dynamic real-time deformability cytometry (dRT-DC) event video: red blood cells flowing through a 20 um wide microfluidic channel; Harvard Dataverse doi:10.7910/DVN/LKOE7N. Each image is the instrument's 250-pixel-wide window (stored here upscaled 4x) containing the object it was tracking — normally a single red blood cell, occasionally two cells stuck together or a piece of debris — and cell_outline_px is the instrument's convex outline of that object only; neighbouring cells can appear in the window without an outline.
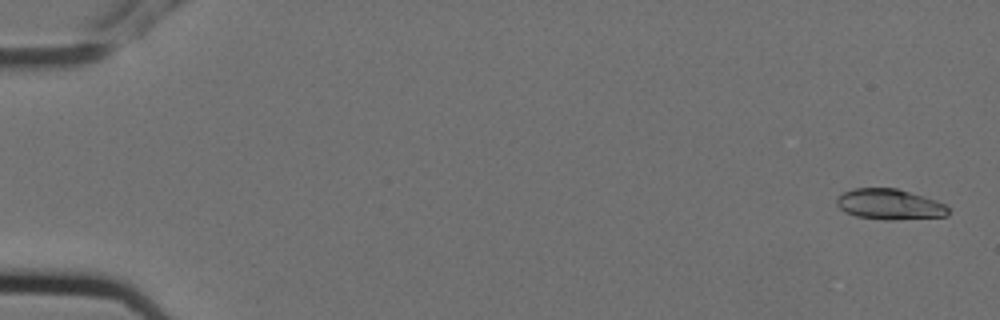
{"species": "Egyptian fruit bat (a non-hibernating species)", "species_latin": "Rousettus aegyptiacus", "temperature_condition": "cold", "stored_images_in_passage": 10, "camera_frame_rate_fps": 3000, "um_per_image_px": 0.085, "animal": {"sex": "female"}, "frame": {"image": 1, "passage_image": 1, "time_ms": 0.0, "image_size_px": [1000, 320], "cell_outline_px": [[948, 216], [892, 220], [884, 220], [856, 216], [844, 212], [836, 204], [836, 196], [844, 192], [856, 188], [896, 188], [936, 200], [944, 204], [948, 208]], "centroid_in_image_um": [75.58, 17.37], "position_along_channel_um": 9.4, "area_um2": 19.88}}
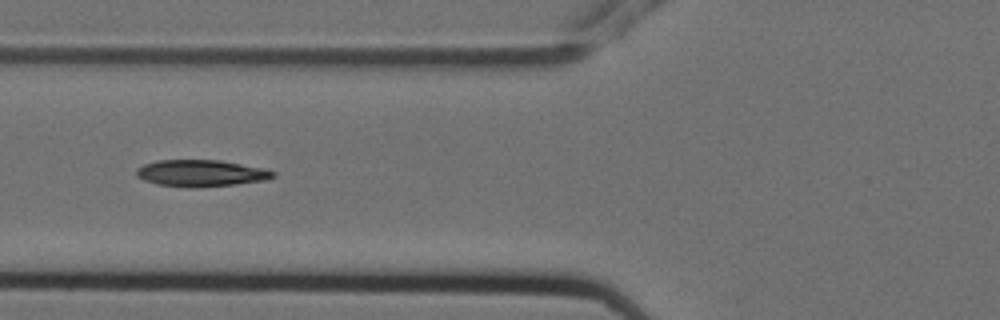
{"frame": {"image": 2, "passage_image": 6, "time_ms": 1.667, "image_size_px": [1000, 320], "cell_outline_px": [[276, 176], [268, 180], [236, 184], [192, 188], [188, 188], [156, 184], [144, 180], [136, 176], [136, 168], [144, 164], [156, 160], [220, 160], [264, 168], [276, 172]], "centroid_in_image_um": [17.09, 14.72], "position_along_channel_um": 108.7, "area_um2": 21.5}}
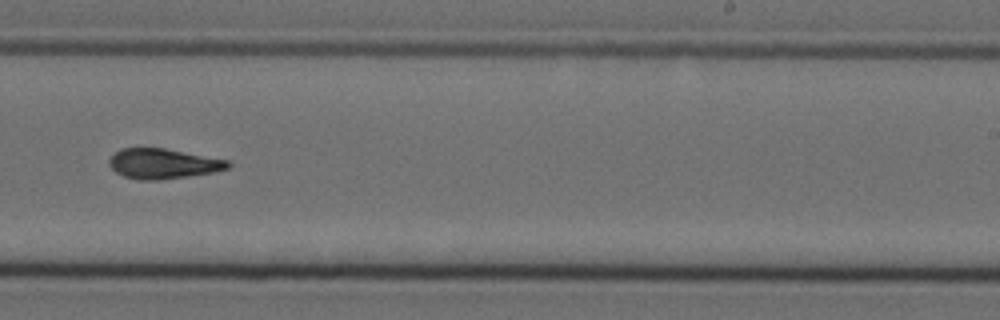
{"frame": {"image": 3, "passage_image": 10, "time_ms": 3.0, "image_size_px": [1000, 320], "cell_outline_px": [[232, 164], [228, 168], [216, 172], [160, 180], [140, 180], [124, 176], [116, 172], [108, 164], [108, 160], [120, 148], [164, 148], [228, 160]], "centroid_in_image_um": [13.87, 13.91], "position_along_channel_um": 275.1, "area_um2": 20.81}}